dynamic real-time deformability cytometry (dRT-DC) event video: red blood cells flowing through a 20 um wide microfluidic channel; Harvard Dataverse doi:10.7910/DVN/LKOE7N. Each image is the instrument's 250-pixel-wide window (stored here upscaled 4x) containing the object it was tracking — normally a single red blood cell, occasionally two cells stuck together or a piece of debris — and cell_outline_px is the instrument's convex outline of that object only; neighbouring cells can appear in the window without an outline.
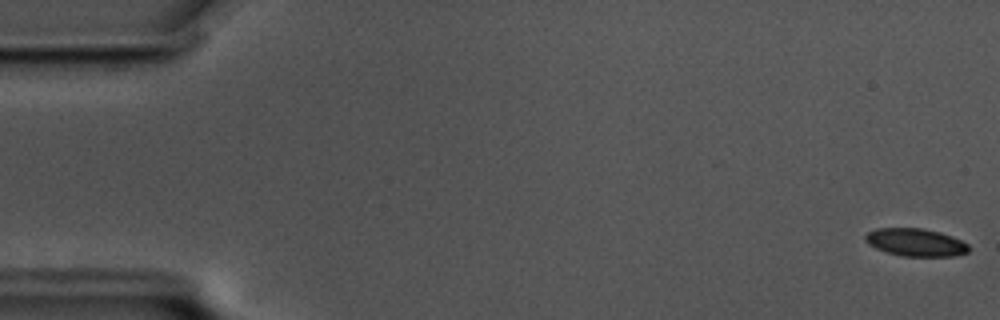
{"species": "common noctule bat (a hibernating species)", "species_latin": "Nyctalus noctula", "temperature_condition": "cold", "stored_images_in_passage": 58, "camera_frame_rate_fps": 3000, "um_per_image_px": 0.085, "animal": {"sex": "male", "body_mass_g": 17.5, "forearm_length_mm": 52.3}, "frame": {"image": 1, "passage_image": 1, "time_ms": 0.0, "image_size_px": [1000, 320], "cell_outline_px": [[968, 252], [952, 256], [900, 256], [876, 248], [868, 244], [864, 240], [864, 236], [868, 232], [876, 228], [920, 228], [940, 232], [952, 236], [968, 244]], "centroid_in_image_um": [77.8, 20.59], "position_along_channel_um": 7.2, "area_um2": 16.65}}
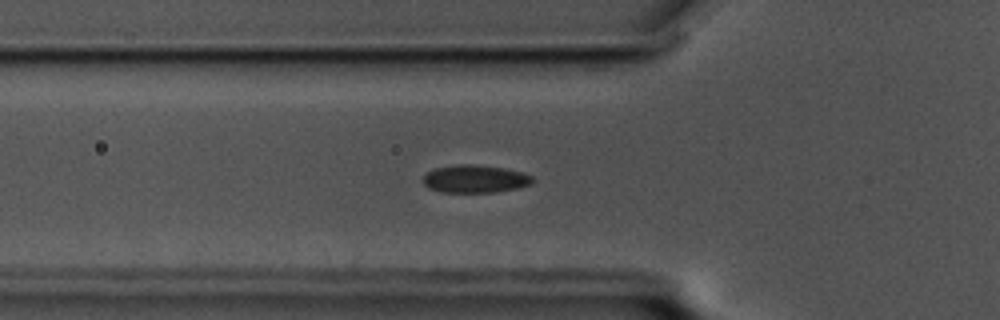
{"frame": {"image": 2, "passage_image": 20, "time_ms": 6.333, "image_size_px": [1000, 320], "cell_outline_px": [[532, 184], [516, 188], [492, 192], [440, 192], [428, 188], [424, 184], [424, 176], [428, 172], [436, 168], [456, 164], [472, 164], [504, 168], [520, 172], [532, 176]], "centroid_in_image_um": [40.35, 15.2], "position_along_channel_um": 85.5, "area_um2": 17.51}}
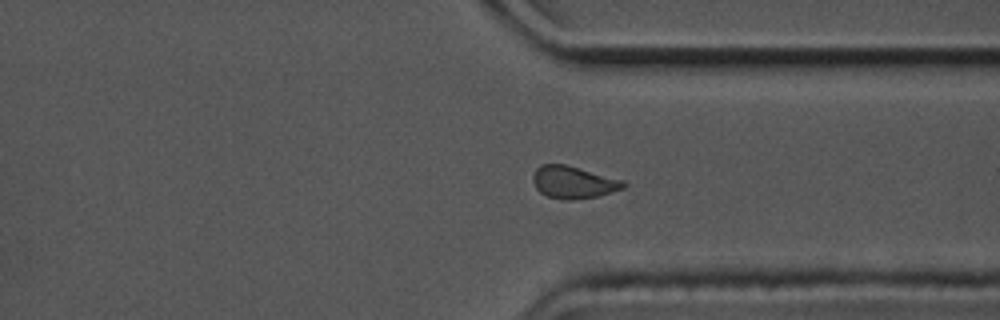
{"frame": {"image": 3, "passage_image": 44, "time_ms": 14.333, "image_size_px": [1000, 320], "cell_outline_px": [[628, 184], [624, 188], [596, 196], [572, 200], [560, 200], [548, 196], [540, 192], [536, 188], [532, 180], [532, 176], [536, 168], [540, 164], [564, 164], [624, 180]], "centroid_in_image_um": [48.72, 15.49], "position_along_channel_um": 362.7, "area_um2": 17.05}, "authors_computed_cell_mechanics": {"area_um2": 17.4556, "velocity_mm_per_s": 3.4608, "shape_relaxation_time_tau1_ms": null, "shape_relaxation_time_tau2_ms": 3.5082, "deformation_change_tau1": null, "deformation_change_tau2": 0.0787}}